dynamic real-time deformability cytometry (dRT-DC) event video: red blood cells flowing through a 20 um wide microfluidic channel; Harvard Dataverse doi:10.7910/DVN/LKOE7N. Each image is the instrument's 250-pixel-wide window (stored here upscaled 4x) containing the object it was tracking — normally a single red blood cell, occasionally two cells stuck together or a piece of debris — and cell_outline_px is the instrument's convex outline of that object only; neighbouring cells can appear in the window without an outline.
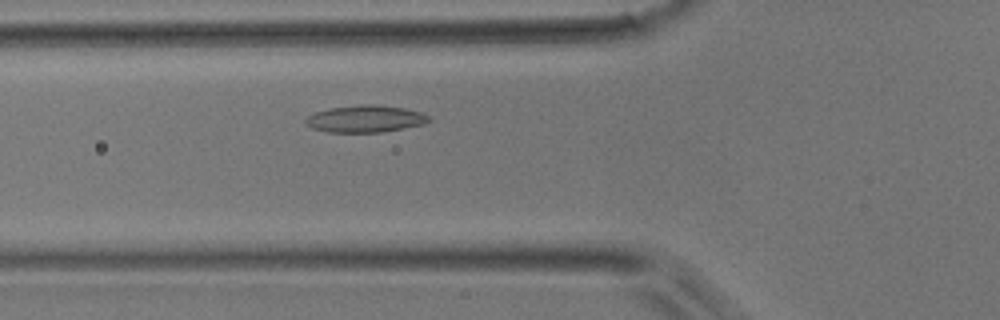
{"species": "common noctule bat (a hibernating species)", "species_latin": "Nyctalus noctula", "temperature_condition": "room temperature", "stored_images_in_passage": 41, "camera_frame_rate_fps": 3000, "um_per_image_px": 0.085, "animal": {"sex": "male", "body_mass_g": 17.9}, "frame": {"image": 1, "passage_image": 10, "time_ms": 3.0, "image_size_px": [1000, 320], "cell_outline_px": [[432, 120], [424, 124], [404, 128], [380, 132], [328, 132], [312, 128], [304, 120], [308, 116], [316, 112], [328, 108], [364, 104], [372, 104], [404, 108], [420, 112], [428, 116]], "centroid_in_image_um": [31.06, 10.1], "position_along_channel_um": 94.7, "area_um2": 19.25}}
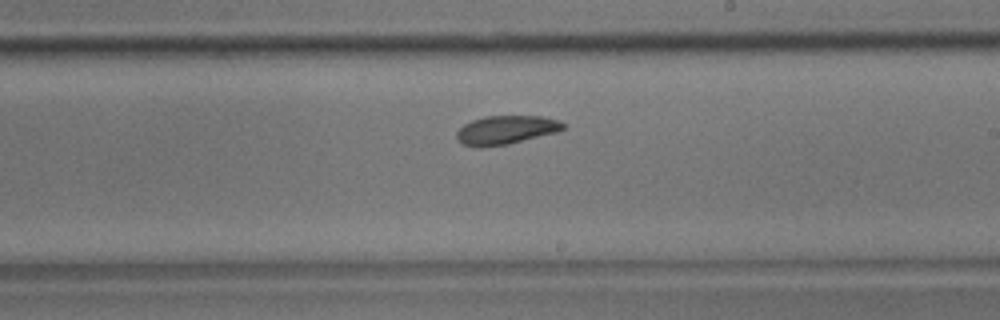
{"frame": {"image": 2, "passage_image": 21, "time_ms": 6.667, "image_size_px": [1000, 320], "cell_outline_px": [[568, 128], [556, 132], [508, 144], [480, 148], [460, 144], [456, 140], [456, 132], [464, 124], [472, 120], [484, 116], [540, 116], [560, 120]], "centroid_in_image_um": [42.98, 11.05], "position_along_channel_um": 246.0, "area_um2": 18.03}}
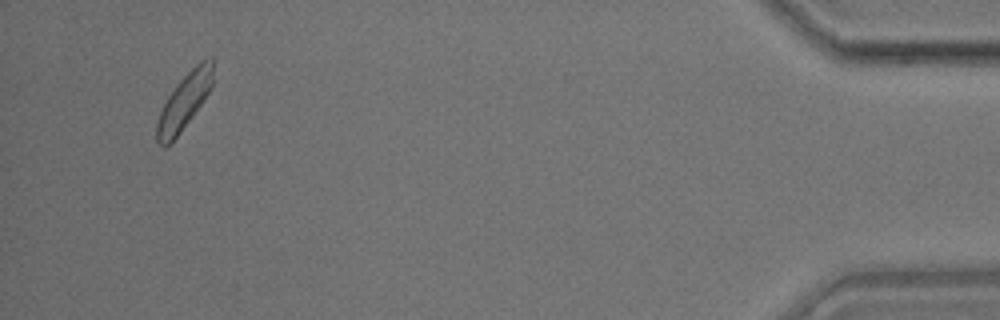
{"frame": {"image": 3, "passage_image": 39, "time_ms": 12.667, "image_size_px": [1000, 320], "cell_outline_px": [[212, 88], [204, 100], [176, 136], [164, 148], [156, 140], [156, 124], [160, 112], [168, 96], [176, 84], [200, 60], [212, 56]], "centroid_in_image_um": [15.66, 8.6], "position_along_channel_um": 419.5, "area_um2": 17.8}}